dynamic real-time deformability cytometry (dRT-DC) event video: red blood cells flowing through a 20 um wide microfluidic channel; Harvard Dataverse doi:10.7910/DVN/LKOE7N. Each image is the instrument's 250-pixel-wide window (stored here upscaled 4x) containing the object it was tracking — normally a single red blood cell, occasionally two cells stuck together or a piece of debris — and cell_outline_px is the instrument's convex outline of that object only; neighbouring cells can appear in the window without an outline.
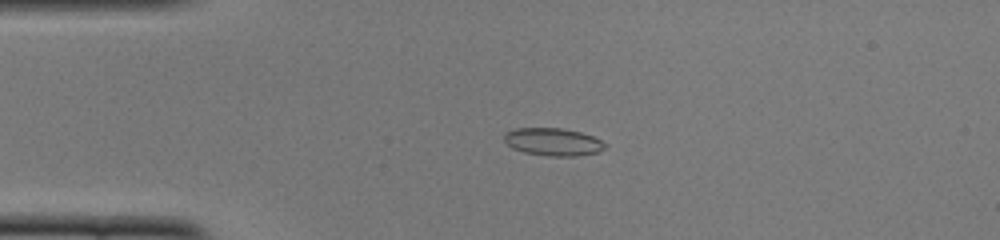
{"species": "common noctule bat (a hibernating species)", "species_latin": "Nyctalus noctula", "temperature_condition": "cold", "stored_images_in_passage": 51, "camera_frame_rate_fps": 3000, "um_per_image_px": 0.085, "animal": {"sex": "female", "body_mass_g": 22.0, "forearm_length_mm": 56.7}, "frame": {"image": 1, "passage_image": 11, "time_ms": 3.333, "image_size_px": [1000, 240], "cell_outline_px": [[608, 148], [596, 152], [576, 156], [548, 156], [524, 152], [512, 148], [504, 140], [504, 132], [516, 128], [560, 128], [580, 132], [592, 136], [608, 144]], "centroid_in_image_um": [47.02, 12.06], "position_along_channel_um": 38.0, "area_um2": 16.3}}
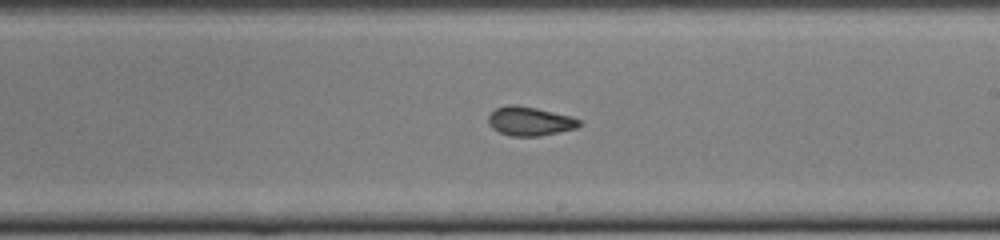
{"frame": {"image": 2, "passage_image": 29, "time_ms": 9.333, "image_size_px": [1000, 240], "cell_outline_px": [[580, 124], [576, 128], [560, 132], [540, 136], [512, 136], [500, 132], [492, 128], [488, 124], [488, 116], [496, 108], [508, 104], [516, 104], [536, 108], [572, 116], [580, 120]], "centroid_in_image_um": [45.02, 10.3], "position_along_channel_um": 244.0, "area_um2": 15.37}}
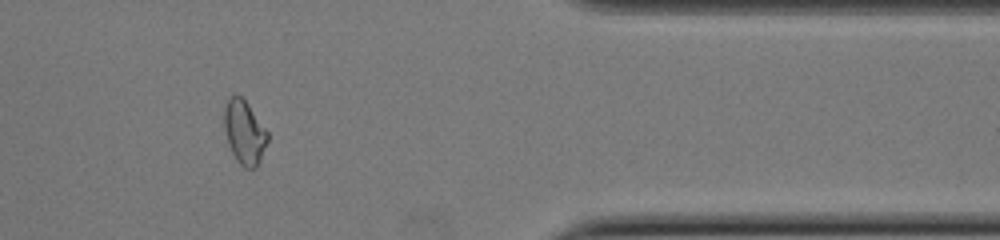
{"frame": {"image": 3, "passage_image": 42, "time_ms": 13.667, "image_size_px": [1000, 240], "cell_outline_px": [[268, 140], [260, 160], [256, 168], [244, 168], [236, 160], [228, 144], [224, 128], [224, 108], [228, 100], [232, 96], [240, 96], [248, 104], [268, 132]], "centroid_in_image_um": [20.77, 11.27], "position_along_channel_um": 390.6, "area_um2": 15.95}, "authors_computed_cell_mechanics": {"area_um2": 15.7216, "velocity_mm_per_s": 3.904, "shape_relaxation_time_tau1_ms": null, "shape_relaxation_time_tau2_ms": 6.8582, "deformation_change_tau1": null, "deformation_change_tau2": 0.1013}}